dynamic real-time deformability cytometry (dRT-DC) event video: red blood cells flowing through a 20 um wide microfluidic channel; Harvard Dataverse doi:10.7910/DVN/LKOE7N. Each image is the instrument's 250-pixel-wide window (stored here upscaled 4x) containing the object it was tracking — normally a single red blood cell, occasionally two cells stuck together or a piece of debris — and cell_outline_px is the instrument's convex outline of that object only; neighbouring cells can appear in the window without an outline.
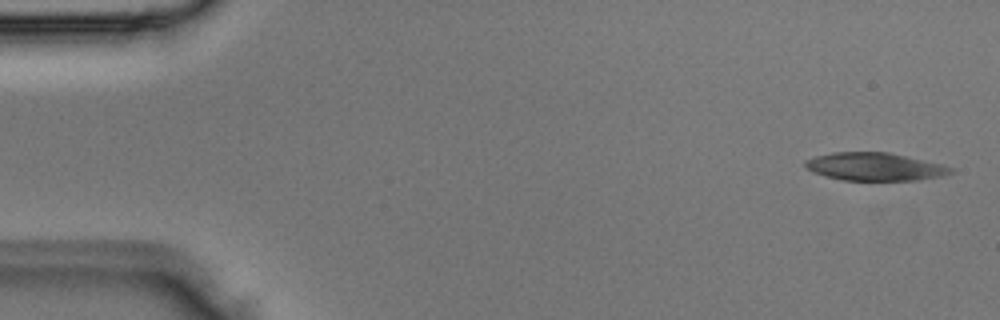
{"species": "Egyptian fruit bat (a non-hibernating species)", "species_latin": "Rousettus aegyptiacus", "temperature_condition": "room temperature", "stored_images_in_passage": 4, "camera_frame_rate_fps": 3000, "um_per_image_px": 0.085, "animal": {"sex": "male"}, "frame": {"image": 1, "passage_image": 4, "time_ms": 1.0, "image_size_px": [1000, 320], "cell_outline_px": [[952, 172], [944, 176], [916, 180], [844, 180], [812, 172], [804, 168], [804, 160], [816, 156], [832, 152], [888, 152], [940, 164], [952, 168]], "centroid_in_image_um": [74.3, 14.16], "position_along_channel_um": 10.7, "area_um2": 23.47}}